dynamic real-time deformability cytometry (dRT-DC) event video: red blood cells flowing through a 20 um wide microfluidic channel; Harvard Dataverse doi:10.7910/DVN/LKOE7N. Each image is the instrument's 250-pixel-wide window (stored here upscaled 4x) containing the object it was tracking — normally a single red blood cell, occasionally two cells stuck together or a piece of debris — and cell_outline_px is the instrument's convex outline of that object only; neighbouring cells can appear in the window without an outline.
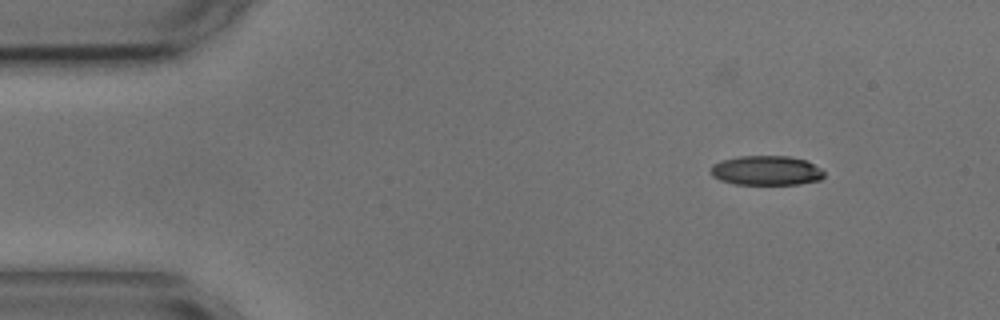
{"species": "common noctule bat (a hibernating species)", "species_latin": "Nyctalus noctula", "temperature_condition": "cold", "stored_images_in_passage": 50, "camera_frame_rate_fps": 3000, "um_per_image_px": 0.085, "animal": {"sex": "male", "body_mass_g": 17.9, "forearm_length_mm": 54.2}, "frame": {"image": 1, "passage_image": 1, "time_ms": 0.0, "image_size_px": [1000, 320], "cell_outline_px": [[824, 176], [820, 180], [800, 184], [736, 184], [720, 180], [712, 176], [712, 164], [724, 160], [740, 156], [788, 156], [808, 160], [820, 168], [824, 172]], "centroid_in_image_um": [65.18, 14.49], "position_along_channel_um": 19.8, "area_um2": 19.48}}
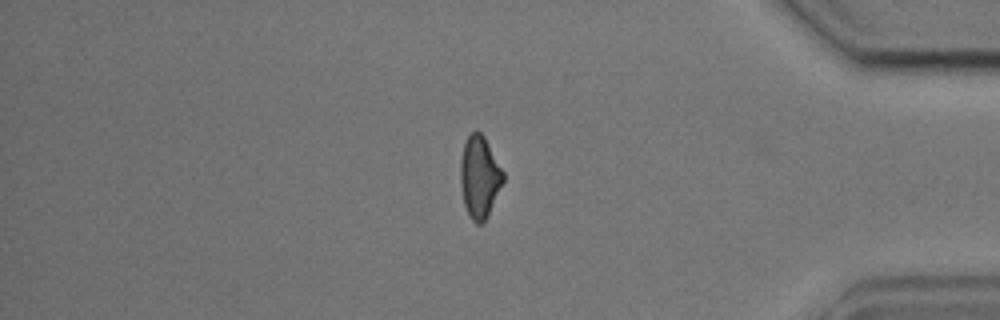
{"frame": {"image": 2, "passage_image": 41, "time_ms": 13.333, "image_size_px": [1000, 320], "cell_outline_px": [[504, 180], [484, 220], [480, 224], [476, 224], [468, 216], [464, 204], [460, 184], [460, 160], [464, 144], [468, 136], [472, 132], [480, 132], [484, 136], [504, 172]], "centroid_in_image_um": [40.74, 15.03], "position_along_channel_um": 394.5, "area_um2": 20.11}}
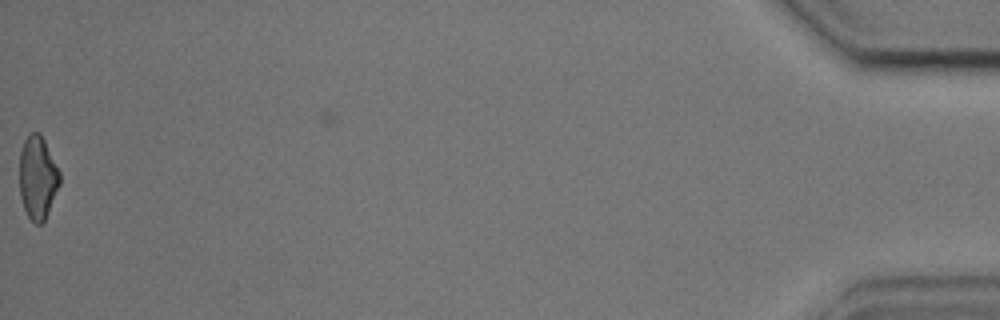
{"frame": {"image": 3, "passage_image": 50, "time_ms": 16.333, "image_size_px": [1000, 320], "cell_outline_px": [[60, 184], [48, 212], [44, 220], [40, 224], [36, 224], [28, 216], [24, 208], [20, 196], [20, 152], [24, 140], [28, 132], [40, 132], [60, 172]], "centroid_in_image_um": [3.2, 15.07], "position_along_channel_um": 432.0, "area_um2": 19.42}, "authors_computed_cell_mechanics": {"area_um2": 20.7213, "velocity_mm_per_s": 3.6038, "shape_relaxation_time_tau1_ms": 4.0287, "shape_relaxation_time_tau2_ms": 8.5021, "deformation_change_tau1": 0.1279, "deformation_change_tau2": 0.1834}}